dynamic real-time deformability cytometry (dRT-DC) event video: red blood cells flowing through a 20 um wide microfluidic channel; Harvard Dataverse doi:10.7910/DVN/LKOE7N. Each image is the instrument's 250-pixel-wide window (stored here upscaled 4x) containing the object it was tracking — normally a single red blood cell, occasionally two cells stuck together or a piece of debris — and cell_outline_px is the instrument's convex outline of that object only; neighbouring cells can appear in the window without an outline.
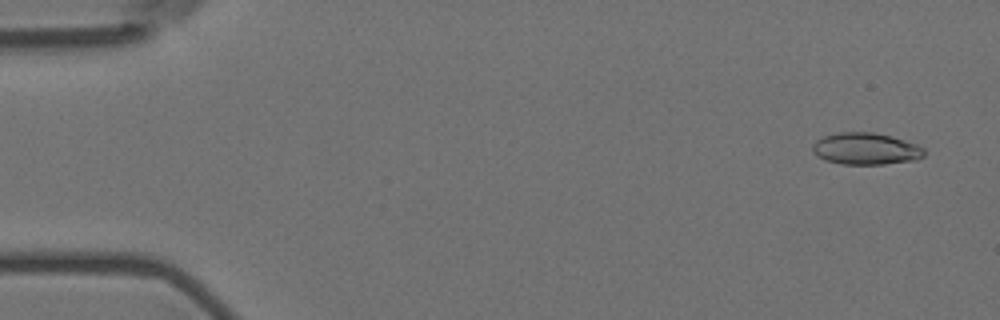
{"species": "Egyptian fruit bat (a non-hibernating species)", "species_latin": "Rousettus aegyptiacus", "temperature_condition": "room temperature", "stored_images_in_passage": 23, "camera_frame_rate_fps": 3000, "um_per_image_px": 0.085, "animal": {"sex": "female"}, "frame": {"image": 1, "passage_image": 3, "time_ms": 0.667, "image_size_px": [1000, 320], "cell_outline_px": [[924, 156], [916, 160], [884, 164], [840, 164], [824, 160], [816, 156], [812, 152], [812, 144], [816, 140], [824, 136], [836, 132], [872, 132], [892, 136], [916, 144], [924, 148]], "centroid_in_image_um": [73.56, 12.64], "position_along_channel_um": 11.4, "area_um2": 20.92}}
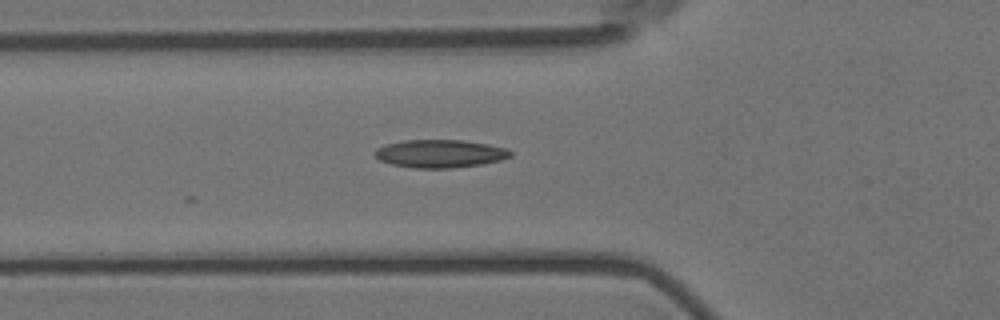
{"frame": {"image": 2, "passage_image": 20, "time_ms": 6.333, "image_size_px": [1000, 320], "cell_outline_px": [[512, 156], [500, 160], [480, 164], [452, 168], [412, 168], [392, 164], [380, 160], [372, 152], [376, 148], [384, 144], [404, 140], [460, 140], [488, 144], [504, 148], [512, 152]], "centroid_in_image_um": [37.35, 13.05], "position_along_channel_um": 88.4, "area_um2": 22.08}}
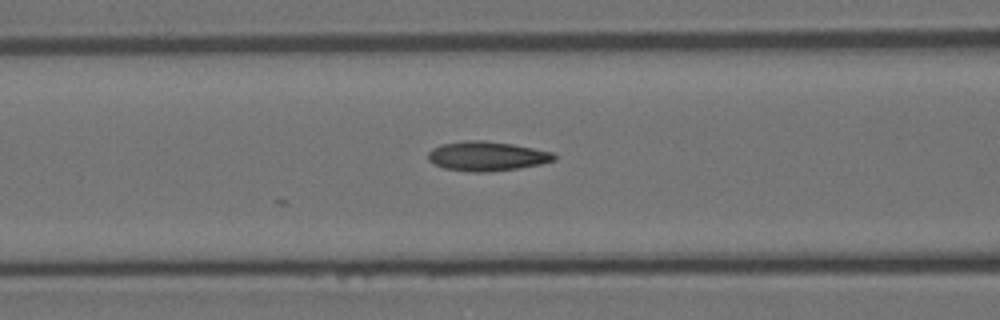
{"frame": {"image": 3, "passage_image": 23, "time_ms": 7.333, "image_size_px": [1000, 320], "cell_outline_px": [[556, 160], [540, 164], [516, 168], [488, 172], [472, 172], [444, 168], [432, 164], [428, 160], [428, 152], [432, 148], [440, 144], [464, 140], [484, 140], [512, 144], [552, 152], [556, 156]], "centroid_in_image_um": [41.33, 13.27], "position_along_channel_um": 125.3, "area_um2": 21.68}}